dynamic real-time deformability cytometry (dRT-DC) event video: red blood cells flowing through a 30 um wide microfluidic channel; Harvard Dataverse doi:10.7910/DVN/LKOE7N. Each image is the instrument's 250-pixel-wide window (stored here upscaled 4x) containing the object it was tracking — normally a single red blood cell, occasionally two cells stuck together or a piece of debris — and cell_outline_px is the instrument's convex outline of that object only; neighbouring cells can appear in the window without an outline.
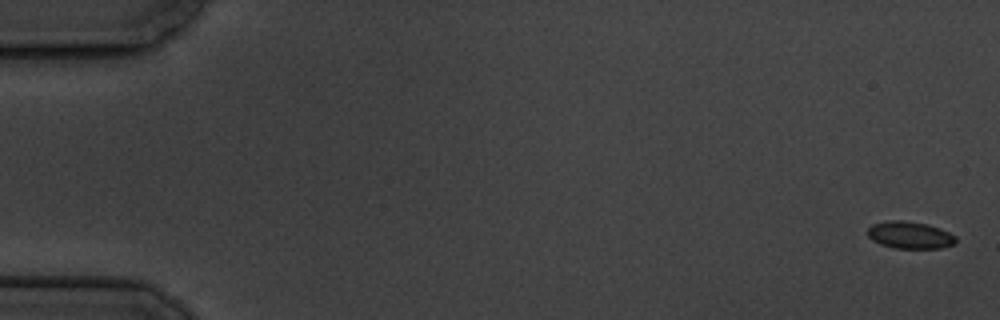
{"species": "common noctule bat (a hibernating species)", "species_latin": "Nyctalus noctula", "temperature_condition": "cold", "stored_images_in_passage": 6, "camera_frame_rate_fps": 3000, "um_per_image_px": 0.085, "animal": {"sex": "male", "body_mass_g": 19.5, "forearm_length_mm": 54.6}, "frame": {"image": 1, "passage_image": 1, "time_ms": 0.0, "image_size_px": [1000, 320], "cell_outline_px": [[956, 240], [952, 244], [940, 248], [896, 248], [880, 244], [872, 240], [868, 236], [868, 228], [872, 224], [888, 220], [904, 220], [928, 224], [940, 228], [956, 236]], "centroid_in_image_um": [77.32, 19.97], "position_along_channel_um": 7.7, "area_um2": 13.93}}
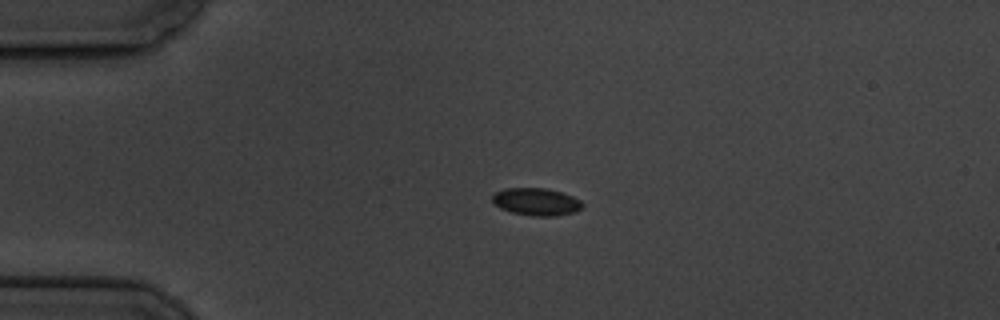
{"frame": {"image": 2, "passage_image": 5, "time_ms": 4.333, "image_size_px": [1000, 320], "cell_outline_px": [[584, 204], [576, 212], [556, 216], [532, 216], [512, 212], [500, 208], [492, 204], [492, 196], [496, 192], [504, 188], [548, 188], [572, 196], [580, 200]], "centroid_in_image_um": [45.57, 17.15], "position_along_channel_um": 39.4, "area_um2": 14.51}}